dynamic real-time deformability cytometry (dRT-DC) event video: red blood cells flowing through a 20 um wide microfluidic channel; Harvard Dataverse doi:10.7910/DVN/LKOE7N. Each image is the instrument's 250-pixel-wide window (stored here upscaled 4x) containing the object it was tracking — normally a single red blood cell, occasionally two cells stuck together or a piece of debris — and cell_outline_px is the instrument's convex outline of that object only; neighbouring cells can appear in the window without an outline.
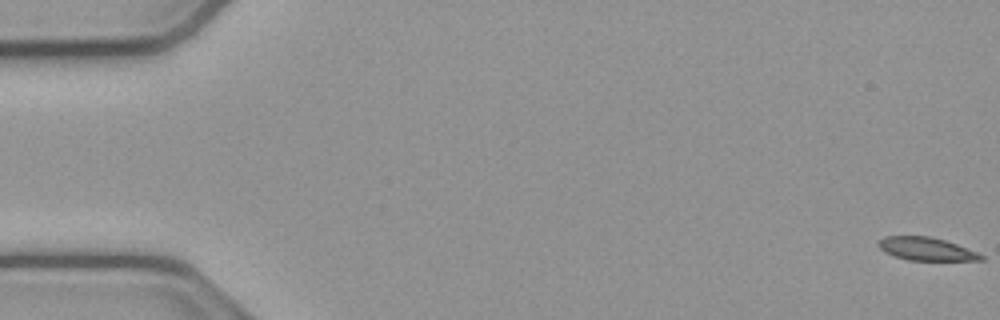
{"species": "common noctule bat (a hibernating species)", "species_latin": "Nyctalus noctula", "temperature_condition": "cold", "stored_images_in_passage": 55, "camera_frame_rate_fps": 3000, "um_per_image_px": 0.085, "animal": {"sex": "male", "body_mass_g": 23.1, "forearm_length_mm": 52.7}, "frame": {"image": 1, "passage_image": 1, "time_ms": 0.0, "image_size_px": [1000, 320], "cell_outline_px": [[984, 260], [908, 260], [884, 252], [876, 244], [884, 236], [932, 236], [956, 244], [976, 252], [984, 256]], "centroid_in_image_um": [78.7, 21.15], "position_along_channel_um": 6.3, "area_um2": 13.64}}
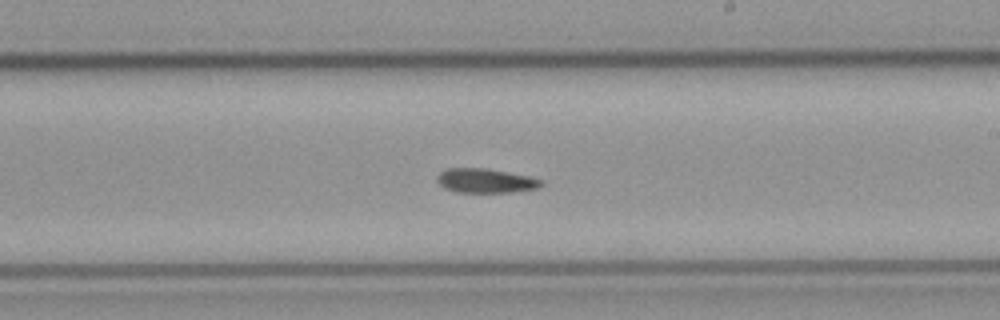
{"frame": {"image": 2, "passage_image": 32, "time_ms": 10.333, "image_size_px": [1000, 320], "cell_outline_px": [[544, 184], [540, 188], [512, 192], [456, 192], [444, 188], [436, 180], [436, 176], [440, 172], [448, 168], [484, 168], [528, 176], [544, 180]], "centroid_in_image_um": [41.28, 15.37], "position_along_channel_um": 247.7, "area_um2": 14.8}}
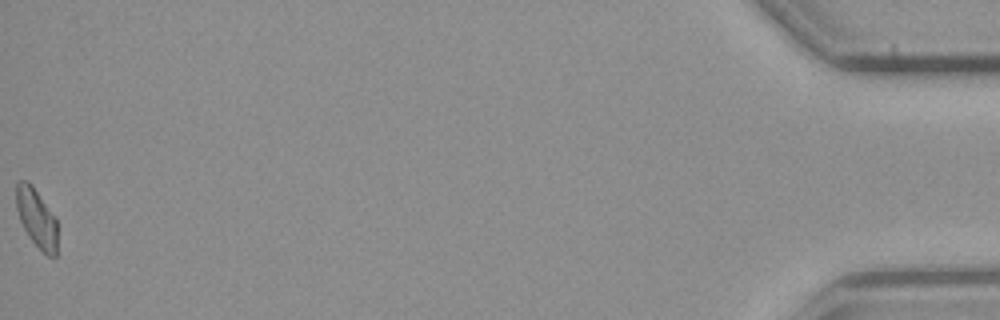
{"frame": {"image": 3, "passage_image": 55, "time_ms": 18.0, "image_size_px": [1000, 320], "cell_outline_px": [[56, 256], [48, 256], [28, 236], [20, 220], [16, 208], [16, 184], [20, 180], [28, 180], [32, 184], [56, 220]], "centroid_in_image_um": [3.07, 18.49], "position_along_channel_um": 432.1, "area_um2": 13.76}, "authors_computed_cell_mechanics": {"area_um2": 15.1436, "velocity_mm_per_s": 3.821, "shape_relaxation_time_tau1_ms": null, "shape_relaxation_time_tau2_ms": 7.6015, "deformation_change_tau1": null, "deformation_change_tau2": 0.1216}}